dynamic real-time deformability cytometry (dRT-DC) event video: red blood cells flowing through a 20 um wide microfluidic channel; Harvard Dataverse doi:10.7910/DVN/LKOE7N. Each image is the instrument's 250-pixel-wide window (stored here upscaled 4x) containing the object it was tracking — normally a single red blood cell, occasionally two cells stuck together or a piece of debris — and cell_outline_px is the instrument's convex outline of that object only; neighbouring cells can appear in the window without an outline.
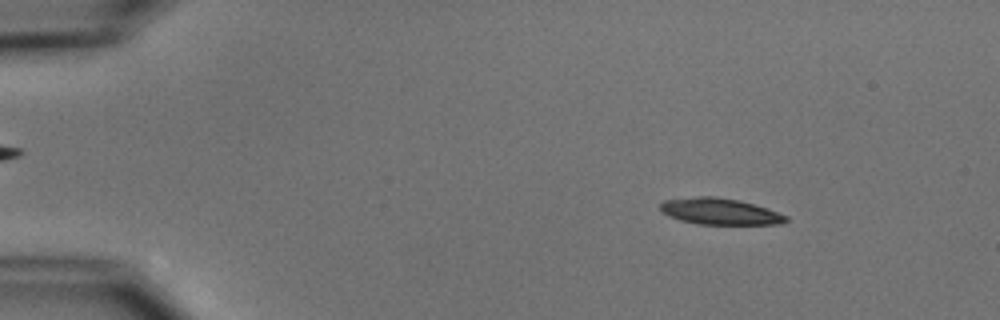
{"species": "common noctule bat (a hibernating species)", "species_latin": "Nyctalus noctula", "temperature_condition": "cold", "stored_images_in_passage": 5, "camera_frame_rate_fps": 3000, "um_per_image_px": 0.085, "animal": {"sex": "male", "body_mass_g": 15.6}, "frame": {"image": 1, "passage_image": 1, "time_ms": 0.0, "image_size_px": [1000, 320], "cell_outline_px": [[788, 220], [780, 224], [700, 224], [680, 220], [668, 216], [660, 208], [660, 204], [664, 200], [696, 196], [716, 196], [740, 200], [768, 208], [788, 216]], "centroid_in_image_um": [61.21, 17.96], "position_along_channel_um": 23.8, "area_um2": 19.36}}
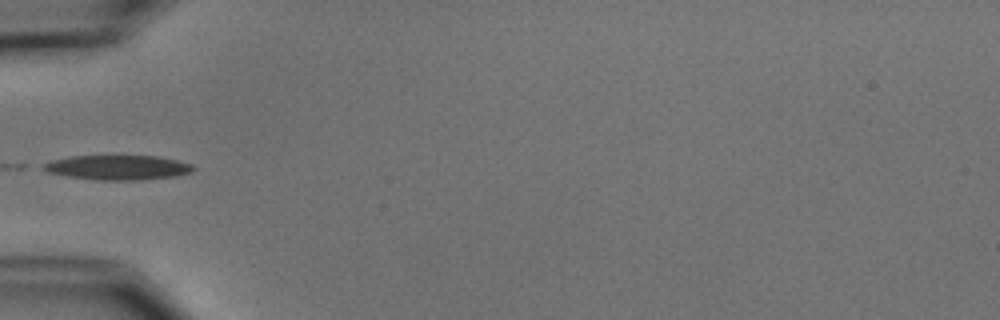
{"frame": {"image": 2, "passage_image": 4, "time_ms": 3.667, "image_size_px": [1000, 320], "cell_outline_px": [[196, 168], [192, 172], [176, 176], [140, 180], [100, 180], [68, 176], [48, 172], [40, 168], [44, 164], [52, 160], [72, 156], [156, 156], [176, 160], [192, 164]], "centroid_in_image_um": [10.04, 14.24], "position_along_channel_um": 75.0, "area_um2": 21.44}}